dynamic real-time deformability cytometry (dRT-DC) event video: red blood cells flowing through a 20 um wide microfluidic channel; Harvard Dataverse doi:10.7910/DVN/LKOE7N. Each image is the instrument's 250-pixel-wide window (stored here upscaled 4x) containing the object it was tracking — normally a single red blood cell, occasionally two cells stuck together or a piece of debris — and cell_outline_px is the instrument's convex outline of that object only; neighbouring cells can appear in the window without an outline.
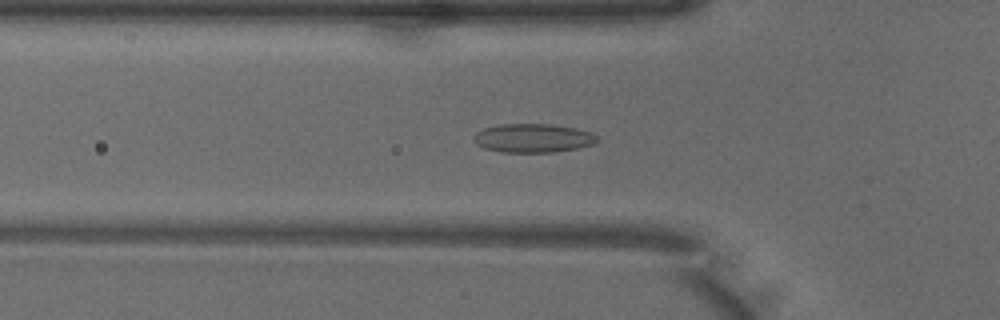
{"species": "common noctule bat (a hibernating species)", "species_latin": "Nyctalus noctula", "temperature_condition": "warm", "stored_images_in_passage": 44, "camera_frame_rate_fps": 3000, "um_per_image_px": 0.085, "animal": {"sex": "male", "body_mass_g": 18.8}, "frame": {"image": 1, "passage_image": 10, "time_ms": 3.0, "image_size_px": [1000, 320], "cell_outline_px": [[600, 140], [592, 144], [576, 148], [552, 152], [504, 152], [484, 148], [476, 144], [472, 140], [472, 136], [476, 132], [484, 128], [500, 124], [552, 124], [576, 128], [592, 132]], "centroid_in_image_um": [45.28, 11.73], "position_along_channel_um": 80.5, "area_um2": 20.75}}
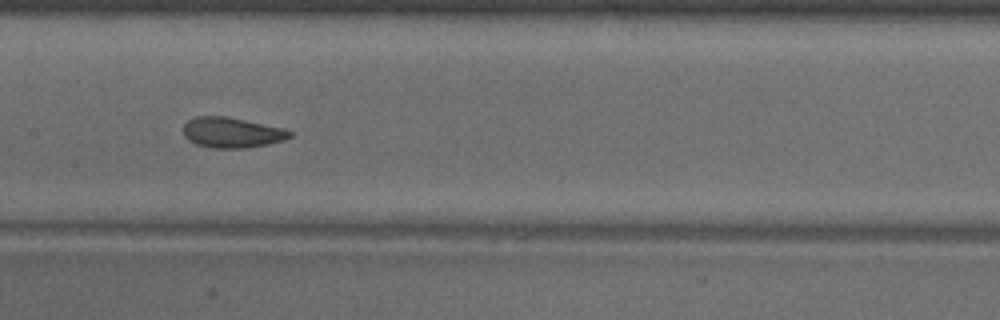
{"frame": {"image": 2, "passage_image": 18, "time_ms": 5.667, "image_size_px": [1000, 320], "cell_outline_px": [[292, 136], [284, 140], [268, 144], [248, 148], [212, 148], [196, 144], [188, 140], [184, 136], [184, 124], [188, 120], [196, 116], [224, 116], [284, 128], [292, 132]], "centroid_in_image_um": [19.7, 11.27], "position_along_channel_um": 187.7, "area_um2": 18.84}}
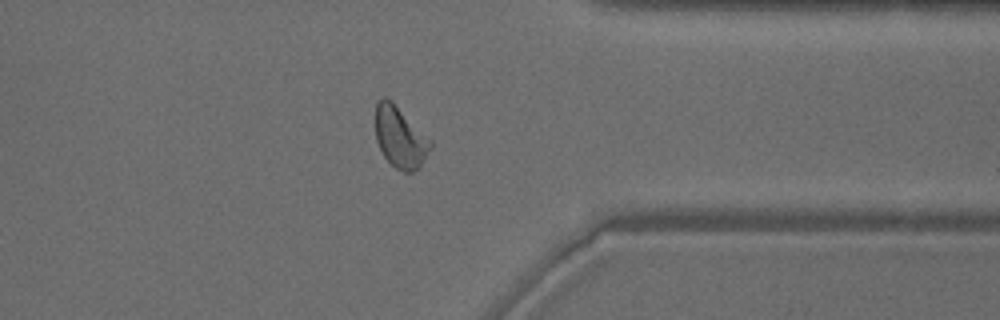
{"frame": {"image": 3, "passage_image": 33, "time_ms": 10.667, "image_size_px": [1000, 320], "cell_outline_px": [[432, 148], [420, 168], [412, 172], [404, 172], [396, 168], [384, 156], [376, 140], [376, 100], [384, 96], [388, 96], [432, 140]], "centroid_in_image_um": [34.03, 11.64], "position_along_channel_um": 377.4, "area_um2": 19.94}, "authors_computed_cell_mechanics": {"area_um2": 19.5364, "velocity_mm_per_s": 3.9801, "shape_relaxation_time_tau1_ms": 4.209, "shape_relaxation_time_tau2_ms": 1.4612, "deformation_change_tau1": 0.1107, "deformation_change_tau2": 0.0664}}